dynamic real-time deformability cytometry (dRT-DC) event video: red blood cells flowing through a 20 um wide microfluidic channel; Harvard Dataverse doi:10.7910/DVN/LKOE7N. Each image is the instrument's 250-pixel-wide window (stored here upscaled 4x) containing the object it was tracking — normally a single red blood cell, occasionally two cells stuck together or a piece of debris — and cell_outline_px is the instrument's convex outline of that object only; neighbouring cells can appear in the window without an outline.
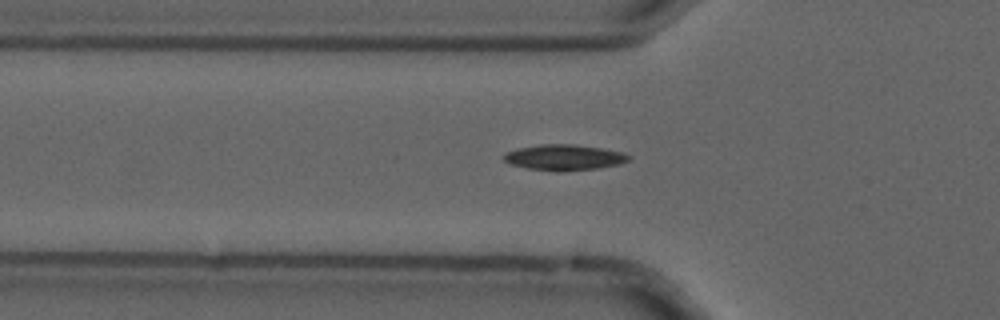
{"species": "common noctule bat (a hibernating species)", "species_latin": "Nyctalus noctula", "temperature_condition": "cold", "stored_images_in_passage": 38, "camera_frame_rate_fps": 3000, "um_per_image_px": 0.085, "animal": {"sex": "male", "forearm_length_mm": 52.5}, "frame": {"image": 1, "passage_image": 6, "time_ms": 1.667, "image_size_px": [1000, 320], "cell_outline_px": [[632, 156], [628, 160], [620, 164], [600, 168], [560, 172], [556, 172], [528, 168], [508, 164], [500, 156], [504, 152], [516, 148], [540, 144], [572, 144], [604, 148], [624, 152]], "centroid_in_image_um": [47.93, 13.38], "position_along_channel_um": 77.9, "area_um2": 19.25}}
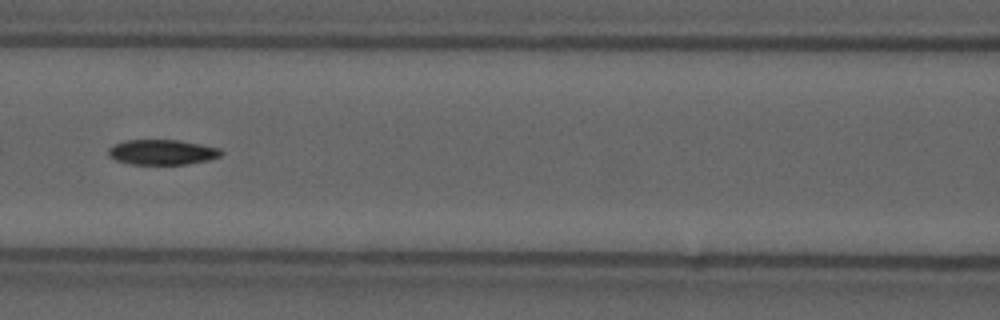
{"frame": {"image": 2, "passage_image": 12, "time_ms": 3.667, "image_size_px": [1000, 320], "cell_outline_px": [[224, 152], [220, 156], [208, 160], [184, 164], [132, 164], [116, 160], [108, 156], [108, 148], [124, 140], [176, 140], [200, 144], [220, 148]], "centroid_in_image_um": [13.78, 12.93], "position_along_channel_um": 152.8, "area_um2": 16.42}}
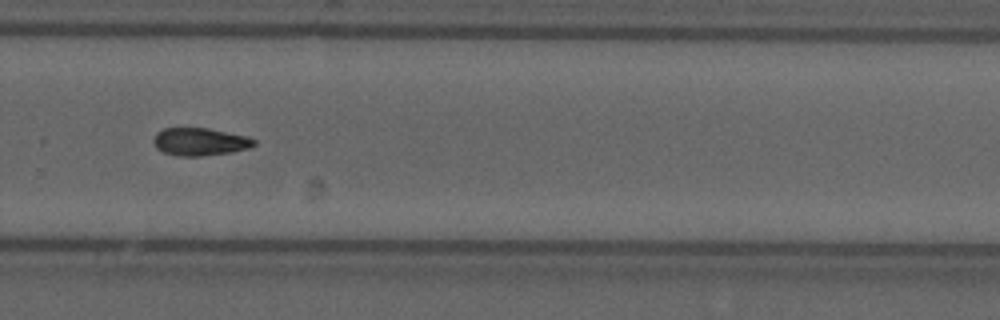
{"frame": {"image": 3, "passage_image": 25, "time_ms": 8.0, "image_size_px": [1000, 320], "cell_outline_px": [[256, 144], [248, 148], [232, 152], [200, 156], [180, 156], [164, 152], [156, 148], [152, 144], [152, 140], [156, 132], [164, 128], [208, 128], [248, 136], [256, 140]], "centroid_in_image_um": [16.98, 12.04], "position_along_channel_um": 312.8, "area_um2": 16.36}, "authors_computed_cell_mechanics": {"area_um2": 16.3574, "velocity_mm_per_s": 3.7172, "shape_relaxation_time_tau1_ms": 8.9632, "shape_relaxation_time_tau2_ms": null, "deformation_change_tau1": 0.1628, "deformation_change_tau2": null}}